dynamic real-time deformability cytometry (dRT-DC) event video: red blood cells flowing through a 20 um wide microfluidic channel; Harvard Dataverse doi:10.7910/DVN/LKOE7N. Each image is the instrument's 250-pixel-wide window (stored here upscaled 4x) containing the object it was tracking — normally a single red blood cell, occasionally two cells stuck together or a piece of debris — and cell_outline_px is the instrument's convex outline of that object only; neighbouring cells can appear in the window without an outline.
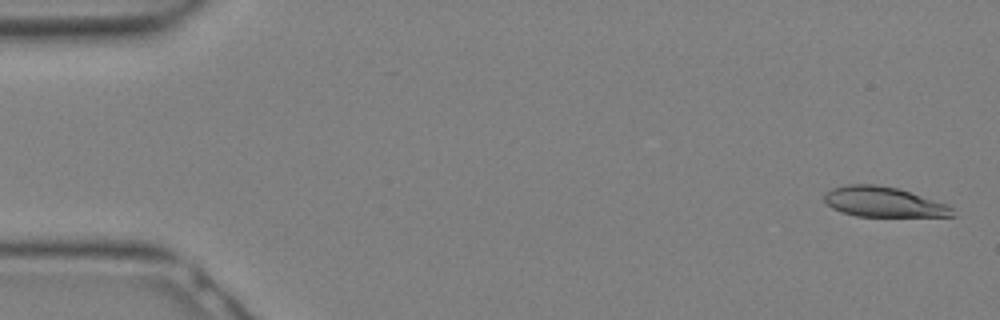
{"species": "Egyptian fruit bat (a non-hibernating species)", "species_latin": "Rousettus aegyptiacus", "temperature_condition": "warm", "stored_images_in_passage": 29, "camera_frame_rate_fps": 3000, "um_per_image_px": 0.085, "animal": {"sex": "female"}, "frame": {"image": 1, "passage_image": 1, "time_ms": 0.0, "image_size_px": [1000, 320], "cell_outline_px": [[956, 216], [856, 216], [840, 212], [832, 208], [824, 200], [824, 192], [832, 188], [844, 184], [876, 184], [896, 188], [944, 204], [952, 208]], "centroid_in_image_um": [75.0, 17.16], "position_along_channel_um": 10.0, "area_um2": 22.2}}
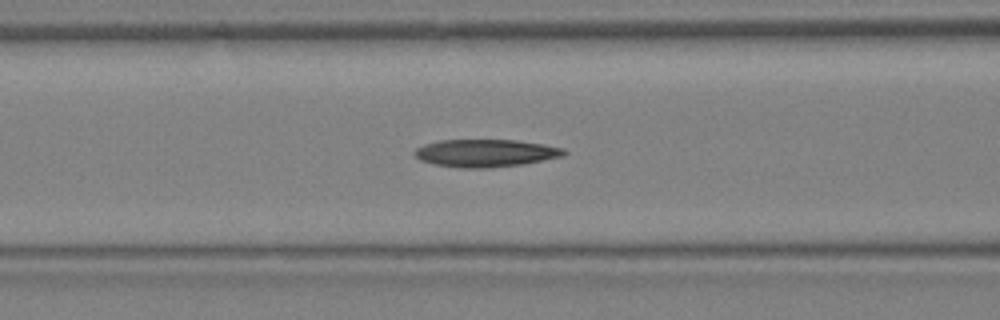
{"frame": {"image": 2, "passage_image": 12, "time_ms": 3.667, "image_size_px": [1000, 320], "cell_outline_px": [[568, 152], [564, 156], [524, 164], [488, 168], [460, 168], [432, 164], [420, 160], [412, 152], [416, 148], [424, 144], [440, 140], [516, 140], [564, 148]], "centroid_in_image_um": [41.26, 13.02], "position_along_channel_um": 125.3, "area_um2": 24.16}}
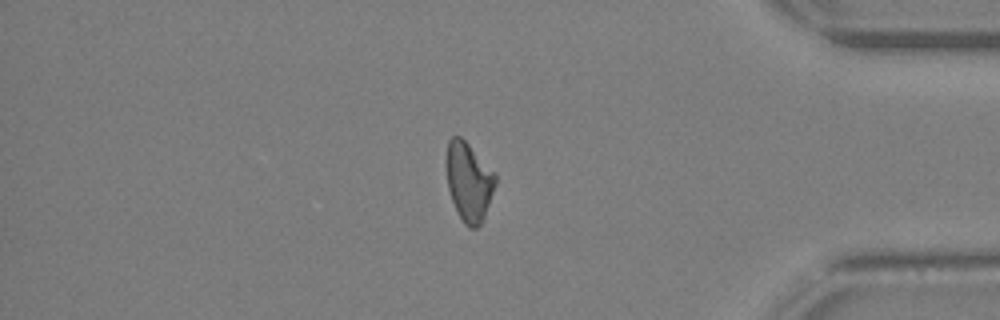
{"frame": {"image": 3, "passage_image": 25, "time_ms": 8.0, "image_size_px": [1000, 320], "cell_outline_px": [[496, 184], [484, 216], [480, 224], [476, 228], [468, 228], [464, 224], [452, 200], [448, 188], [444, 164], [444, 160], [448, 140], [452, 136], [460, 136], [496, 172]], "centroid_in_image_um": [39.82, 15.4], "position_along_channel_um": 395.4, "area_um2": 22.77}}